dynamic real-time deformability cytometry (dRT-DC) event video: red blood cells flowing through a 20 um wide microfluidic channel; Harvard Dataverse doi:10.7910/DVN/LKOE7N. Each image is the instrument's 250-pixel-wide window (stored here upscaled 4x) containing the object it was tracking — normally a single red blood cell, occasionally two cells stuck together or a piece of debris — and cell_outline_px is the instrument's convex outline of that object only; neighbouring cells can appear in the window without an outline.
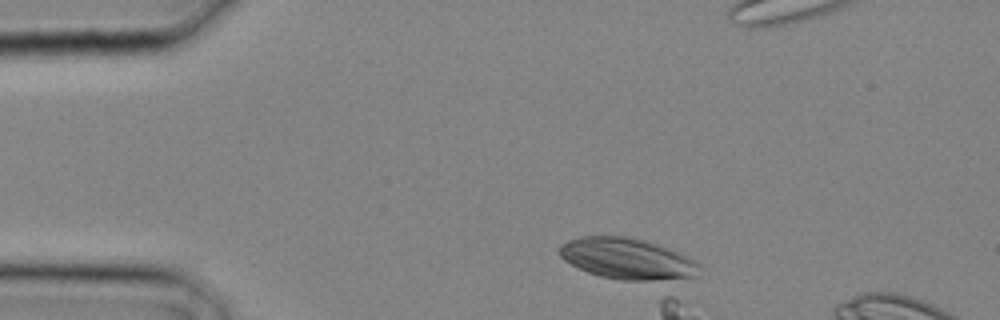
{"species": "common noctule bat (a hibernating species)", "species_latin": "Nyctalus noctula", "temperature_condition": "cold", "stored_images_in_passage": 2, "camera_frame_rate_fps": 3000, "um_per_image_px": 0.085, "animal": {"sex": "male", "body_mass_g": 20.4}, "frame": {"image": 1, "passage_image": 1, "time_ms": 0.0, "image_size_px": [1000, 320], "cell_outline_px": [[700, 264], [696, 276], [672, 280], [620, 280], [600, 276], [588, 272], [564, 260], [556, 252], [556, 248], [560, 244], [568, 240], [580, 236], [628, 236], [644, 240], [668, 248], [688, 256], [696, 260]], "centroid_in_image_um": [53.29, 21.98], "position_along_channel_um": 31.7, "area_um2": 33.76}}